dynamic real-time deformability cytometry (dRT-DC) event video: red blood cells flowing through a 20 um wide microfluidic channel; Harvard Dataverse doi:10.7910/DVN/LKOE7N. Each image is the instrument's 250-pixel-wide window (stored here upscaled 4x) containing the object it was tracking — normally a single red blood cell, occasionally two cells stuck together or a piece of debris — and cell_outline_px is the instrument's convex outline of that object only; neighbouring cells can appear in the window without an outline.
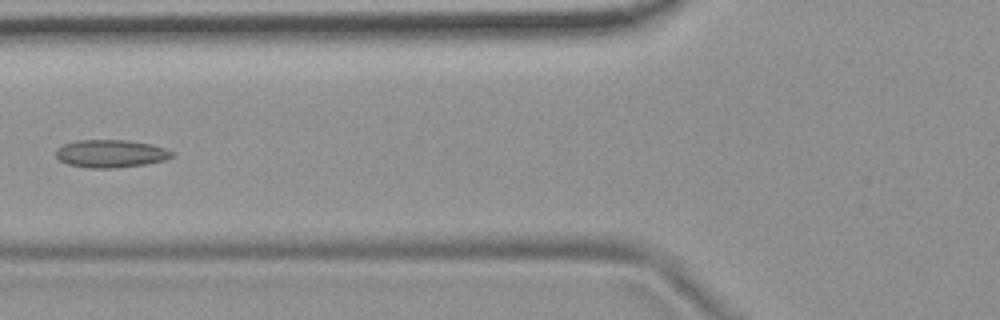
{"species": "common noctule bat (a hibernating species)", "species_latin": "Nyctalus noctula", "temperature_condition": "room temperature", "stored_images_in_passage": 6, "camera_frame_rate_fps": 3000, "um_per_image_px": 0.085, "animal": {"sex": "female", "body_mass_g": 19.9}, "frame": {"image": 1, "passage_image": 6, "time_ms": 6.0, "image_size_px": [1000, 320], "cell_outline_px": [[176, 152], [172, 156], [164, 160], [144, 164], [112, 168], [88, 168], [68, 164], [60, 160], [56, 156], [56, 148], [64, 144], [76, 140], [128, 140], [148, 144], [164, 148]], "centroid_in_image_um": [9.39, 13.05], "position_along_channel_um": 116.4, "area_um2": 18.67}}